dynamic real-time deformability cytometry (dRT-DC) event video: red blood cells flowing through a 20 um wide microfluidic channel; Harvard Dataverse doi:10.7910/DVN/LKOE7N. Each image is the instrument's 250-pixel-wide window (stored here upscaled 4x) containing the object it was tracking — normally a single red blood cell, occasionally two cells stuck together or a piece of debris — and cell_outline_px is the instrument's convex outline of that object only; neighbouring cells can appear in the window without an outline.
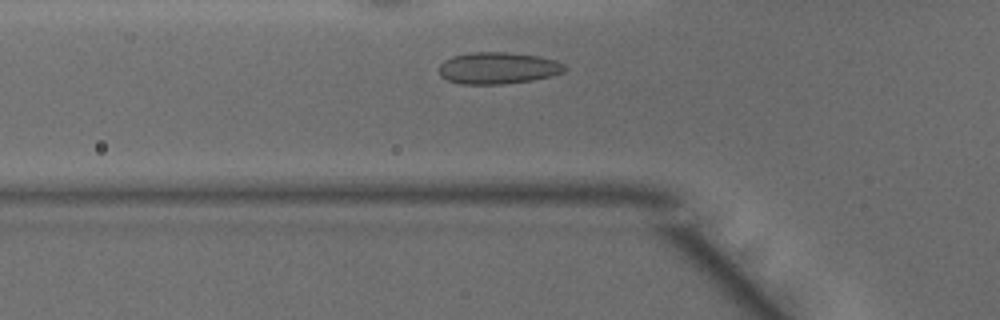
{"species": "common noctule bat (a hibernating species)", "species_latin": "Nyctalus noctula", "temperature_condition": "warm", "stored_images_in_passage": 32, "camera_frame_rate_fps": 3000, "um_per_image_px": 0.085, "animal": {"sex": "male", "body_mass_g": 15.6}, "frame": {"image": 1, "passage_image": 6, "time_ms": 1.667, "image_size_px": [1000, 320], "cell_outline_px": [[568, 68], [564, 72], [552, 76], [532, 80], [504, 84], [460, 84], [448, 80], [440, 76], [440, 64], [444, 60], [452, 56], [472, 52], [508, 52], [540, 56], [556, 60], [564, 64]], "centroid_in_image_um": [42.36, 5.78], "position_along_channel_um": 83.4, "area_um2": 23.47}}
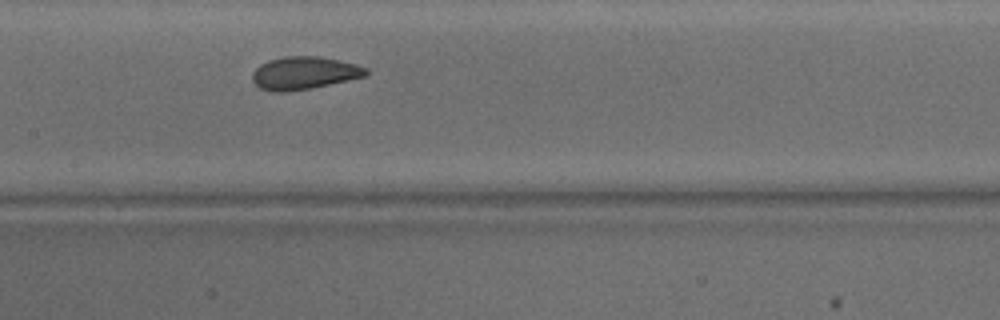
{"frame": {"image": 2, "passage_image": 13, "time_ms": 4.0, "image_size_px": [1000, 320], "cell_outline_px": [[368, 76], [312, 88], [288, 92], [272, 92], [260, 88], [252, 80], [252, 72], [260, 64], [268, 60], [284, 56], [316, 56], [356, 64], [368, 68]], "centroid_in_image_um": [25.85, 6.22], "position_along_channel_um": 181.6, "area_um2": 21.85}}
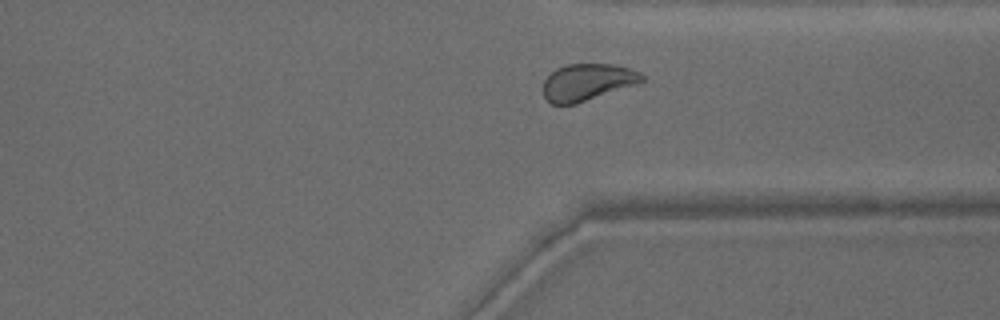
{"frame": {"image": 3, "passage_image": 26, "time_ms": 8.333, "image_size_px": [1000, 320], "cell_outline_px": [[644, 80], [636, 84], [576, 104], [552, 104], [544, 96], [544, 80], [556, 68], [568, 64], [612, 64], [632, 68], [640, 72], [644, 76]], "centroid_in_image_um": [49.94, 6.97], "position_along_channel_um": 361.5, "area_um2": 21.1}, "authors_computed_cell_mechanics": {"area_um2": 21.4727, "velocity_mm_per_s": 4.1526, "shape_relaxation_time_tau1_ms": 4.7758, "shape_relaxation_time_tau2_ms": 0.7283, "deformation_change_tau1": 0.136, "deformation_change_tau2": 0.0361}}